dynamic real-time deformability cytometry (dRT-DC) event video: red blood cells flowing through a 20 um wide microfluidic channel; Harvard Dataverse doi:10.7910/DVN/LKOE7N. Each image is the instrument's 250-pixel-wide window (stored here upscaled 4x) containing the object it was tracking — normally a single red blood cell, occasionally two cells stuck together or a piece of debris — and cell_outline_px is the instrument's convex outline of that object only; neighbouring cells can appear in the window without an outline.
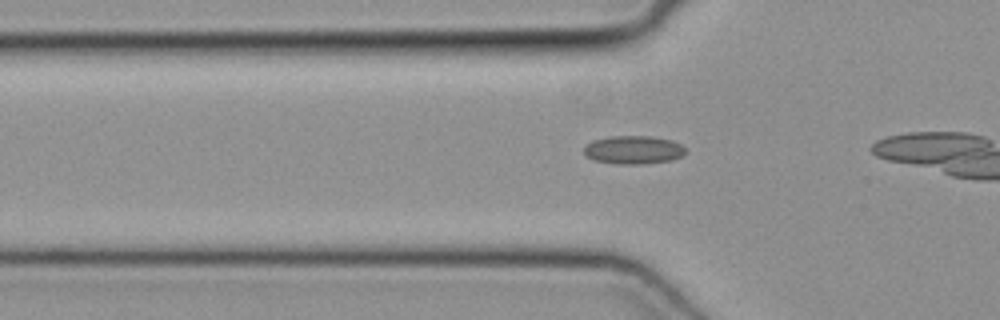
{"species": "common noctule bat (a hibernating species)", "species_latin": "Nyctalus noctula", "temperature_condition": "cold", "stored_images_in_passage": 10, "camera_frame_rate_fps": 3000, "um_per_image_px": 0.085, "animal": {"sex": "female", "body_mass_g": 19.3, "forearm_length_mm": 54.1}, "frame": {"image": 1, "passage_image": 5, "time_ms": 1.333, "image_size_px": [1000, 320], "cell_outline_px": [[684, 156], [672, 160], [644, 164], [616, 164], [592, 160], [584, 152], [584, 144], [592, 140], [608, 136], [648, 136], [672, 140], [680, 144], [684, 148]], "centroid_in_image_um": [53.81, 12.74], "position_along_channel_um": 72.0, "area_um2": 16.94}}
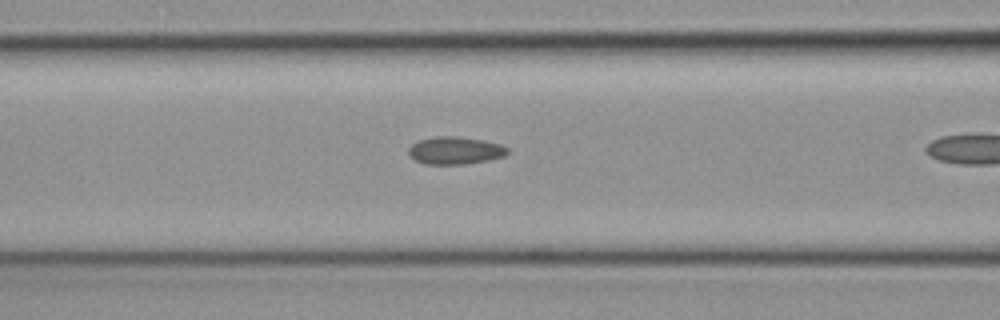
{"frame": {"image": 2, "passage_image": 9, "time_ms": 2.667, "image_size_px": [1000, 320], "cell_outline_px": [[508, 152], [504, 156], [488, 160], [464, 164], [424, 164], [408, 156], [408, 148], [412, 144], [420, 140], [436, 136], [456, 136], [484, 140], [500, 144], [508, 148]], "centroid_in_image_um": [38.67, 12.79], "position_along_channel_um": 127.9, "area_um2": 15.9}}